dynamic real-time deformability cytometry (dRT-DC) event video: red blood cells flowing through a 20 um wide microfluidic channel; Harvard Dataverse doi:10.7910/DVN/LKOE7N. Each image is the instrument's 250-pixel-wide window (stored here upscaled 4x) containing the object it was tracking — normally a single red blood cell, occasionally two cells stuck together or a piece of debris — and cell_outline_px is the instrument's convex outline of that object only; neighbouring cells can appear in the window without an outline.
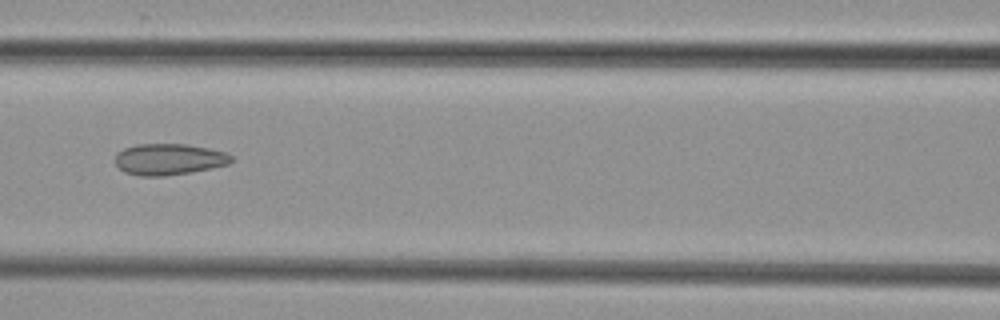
{"species": "common noctule bat (a hibernating species)", "species_latin": "Nyctalus noctula", "temperature_condition": "cold", "stored_images_in_passage": 7, "camera_frame_rate_fps": 3000, "um_per_image_px": 0.085, "animal": {"sex": "female", "body_mass_g": 29.2, "forearm_length_mm": 56.3}, "frame": {"image": 1, "passage_image": 7, "time_ms": 8.0, "image_size_px": [1000, 320], "cell_outline_px": [[232, 160], [228, 164], [192, 172], [164, 176], [140, 176], [124, 172], [112, 160], [116, 152], [124, 148], [136, 144], [188, 144], [208, 148], [224, 152], [232, 156]], "centroid_in_image_um": [14.3, 13.53], "position_along_channel_um": 152.3, "area_um2": 21.33}}